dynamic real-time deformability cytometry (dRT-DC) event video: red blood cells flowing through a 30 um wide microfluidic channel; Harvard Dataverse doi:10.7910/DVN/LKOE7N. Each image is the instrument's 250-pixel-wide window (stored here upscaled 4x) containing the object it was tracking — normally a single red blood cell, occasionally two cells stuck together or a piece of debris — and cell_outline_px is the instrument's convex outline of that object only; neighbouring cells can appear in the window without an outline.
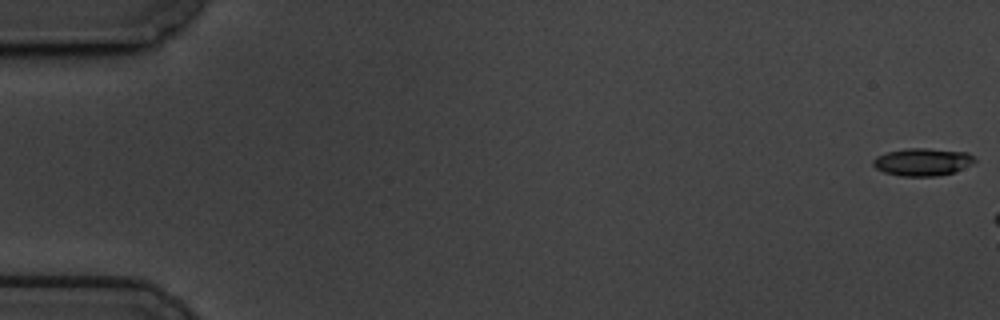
{"species": "common noctule bat (a hibernating species)", "species_latin": "Nyctalus noctula", "temperature_condition": "cold", "stored_images_in_passage": 14, "camera_frame_rate_fps": 3000, "um_per_image_px": 0.085, "animal": {"sex": "male", "body_mass_g": 19.5, "forearm_length_mm": 54.6}, "frame": {"image": 1, "passage_image": 1, "time_ms": 0.0, "image_size_px": [1000, 320], "cell_outline_px": [[976, 160], [972, 164], [952, 172], [936, 176], [900, 176], [884, 172], [876, 168], [872, 164], [872, 160], [876, 156], [888, 152], [904, 148], [928, 148], [968, 152]], "centroid_in_image_um": [78.38, 13.75], "position_along_channel_um": 6.6, "area_um2": 16.3}}